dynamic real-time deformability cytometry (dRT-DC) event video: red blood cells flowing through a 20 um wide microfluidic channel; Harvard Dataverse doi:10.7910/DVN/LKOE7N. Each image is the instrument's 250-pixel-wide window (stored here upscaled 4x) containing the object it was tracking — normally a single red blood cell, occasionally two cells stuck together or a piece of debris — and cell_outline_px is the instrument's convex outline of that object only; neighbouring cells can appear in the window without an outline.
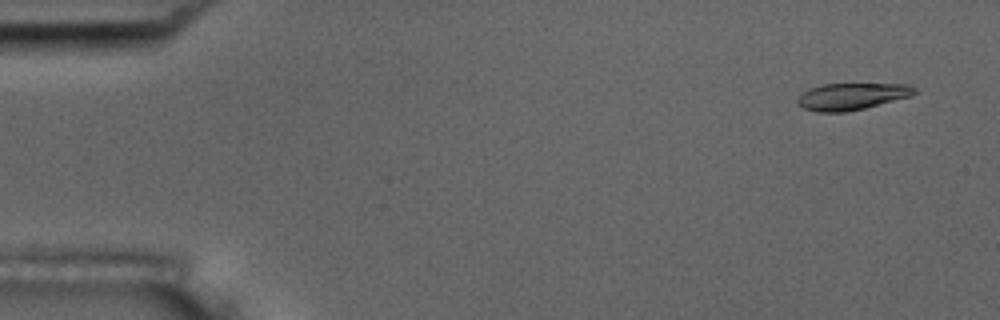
{"species": "common noctule bat (a hibernating species)", "species_latin": "Nyctalus noctula", "temperature_condition": "room temperature", "stored_images_in_passage": 6, "camera_frame_rate_fps": 3000, "um_per_image_px": 0.085, "animal": {"sex": "male", "body_mass_g": 17.5, "forearm_length_mm": 52.3}, "frame": {"image": 1, "passage_image": 1, "time_ms": 0.0, "image_size_px": [1000, 320], "cell_outline_px": [[916, 92], [912, 96], [864, 108], [844, 112], [816, 112], [804, 108], [796, 104], [796, 100], [804, 92], [820, 84], [908, 84], [916, 88]], "centroid_in_image_um": [72.4, 8.19], "position_along_channel_um": 12.6, "area_um2": 18.21}}
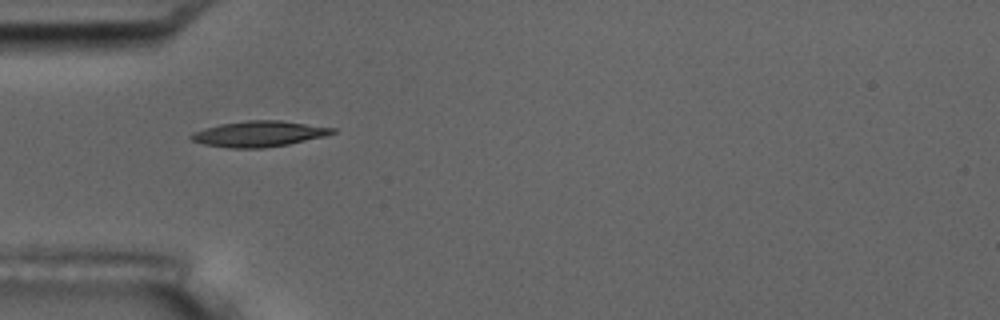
{"frame": {"image": 2, "passage_image": 5, "time_ms": 4.667, "image_size_px": [1000, 320], "cell_outline_px": [[336, 132], [324, 136], [288, 144], [264, 148], [228, 148], [204, 144], [192, 140], [188, 136], [204, 128], [220, 124], [248, 120], [280, 120], [336, 128]], "centroid_in_image_um": [22.01, 11.37], "position_along_channel_um": 63.0, "area_um2": 21.04}}